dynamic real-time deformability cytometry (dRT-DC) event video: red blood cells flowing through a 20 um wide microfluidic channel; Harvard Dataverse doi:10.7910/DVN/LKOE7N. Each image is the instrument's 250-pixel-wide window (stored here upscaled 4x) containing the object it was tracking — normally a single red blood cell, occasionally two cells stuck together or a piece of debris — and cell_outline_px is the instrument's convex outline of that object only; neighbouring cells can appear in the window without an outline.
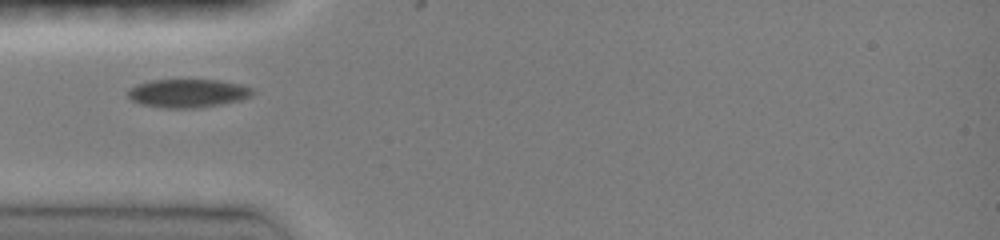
{"species": "common noctule bat (a hibernating species)", "species_latin": "Nyctalus noctula", "temperature_condition": "room temperature", "stored_images_in_passage": 3, "camera_frame_rate_fps": 3000, "um_per_image_px": 0.085, "animal": {"sex": "female", "body_mass_g": 19.0, "forearm_length_mm": 51.5}, "frame": {"image": 1, "passage_image": 1, "time_ms": 0.0, "image_size_px": [1000, 240], "cell_outline_px": [[256, 92], [252, 96], [240, 100], [224, 104], [200, 108], [164, 108], [140, 104], [132, 100], [128, 96], [128, 88], [136, 84], [152, 80], [220, 80], [240, 84], [252, 88]], "centroid_in_image_um": [15.99, 7.93], "position_along_channel_um": 69.0, "area_um2": 20.92}}